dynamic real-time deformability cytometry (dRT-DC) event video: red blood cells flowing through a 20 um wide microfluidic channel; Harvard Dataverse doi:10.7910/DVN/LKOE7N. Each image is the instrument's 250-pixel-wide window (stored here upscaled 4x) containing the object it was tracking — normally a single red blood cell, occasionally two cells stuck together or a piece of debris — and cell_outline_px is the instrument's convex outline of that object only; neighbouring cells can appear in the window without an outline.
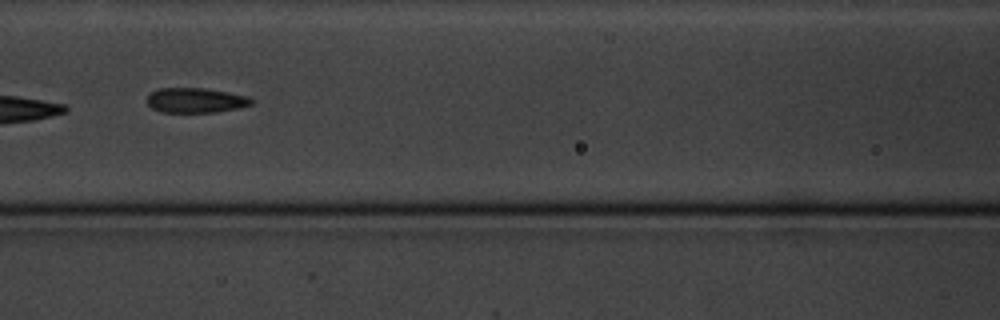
{"species": "common noctule bat (a hibernating species)", "species_latin": "Nyctalus noctula", "temperature_condition": "cold", "stored_images_in_passage": 7, "camera_frame_rate_fps": 3000, "um_per_image_px": 0.085, "animal": {"sex": "male", "body_mass_g": 20.1, "forearm_length_mm": 53.5}, "frame": {"image": 1, "passage_image": 7, "time_ms": 7.0, "image_size_px": [1000, 320], "cell_outline_px": [[252, 104], [240, 108], [216, 112], [160, 112], [152, 108], [148, 104], [148, 92], [160, 88], [204, 88], [228, 92], [248, 96], [252, 100]], "centroid_in_image_um": [16.62, 8.52], "position_along_channel_um": 150.0, "area_um2": 15.2}}